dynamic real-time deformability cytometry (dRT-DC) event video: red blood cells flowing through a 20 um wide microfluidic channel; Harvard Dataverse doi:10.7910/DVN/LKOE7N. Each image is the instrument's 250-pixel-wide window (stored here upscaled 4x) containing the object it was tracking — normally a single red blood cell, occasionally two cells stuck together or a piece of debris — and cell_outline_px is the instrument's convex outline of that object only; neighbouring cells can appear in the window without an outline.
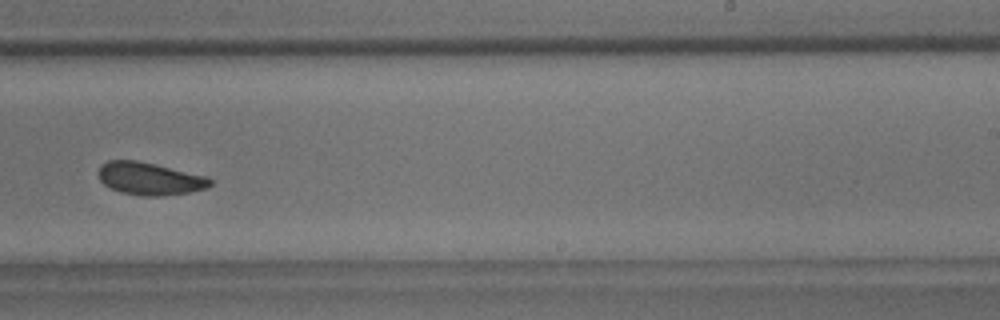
{"species": "common noctule bat (a hibernating species)", "species_latin": "Nyctalus noctula", "temperature_condition": "room temperature", "stored_images_in_passage": 12, "camera_frame_rate_fps": 3000, "um_per_image_px": 0.085, "animal": {"sex": "male", "body_mass_g": 18.8}, "frame": {"image": 1, "passage_image": 7, "time_ms": 2.0, "image_size_px": [1000, 320], "cell_outline_px": [[212, 184], [208, 188], [188, 192], [160, 196], [140, 196], [120, 192], [104, 184], [100, 180], [100, 168], [108, 160], [136, 160], [156, 164], [208, 176], [212, 180]], "centroid_in_image_um": [12.77, 15.19], "position_along_channel_um": 276.2, "area_um2": 21.15}}